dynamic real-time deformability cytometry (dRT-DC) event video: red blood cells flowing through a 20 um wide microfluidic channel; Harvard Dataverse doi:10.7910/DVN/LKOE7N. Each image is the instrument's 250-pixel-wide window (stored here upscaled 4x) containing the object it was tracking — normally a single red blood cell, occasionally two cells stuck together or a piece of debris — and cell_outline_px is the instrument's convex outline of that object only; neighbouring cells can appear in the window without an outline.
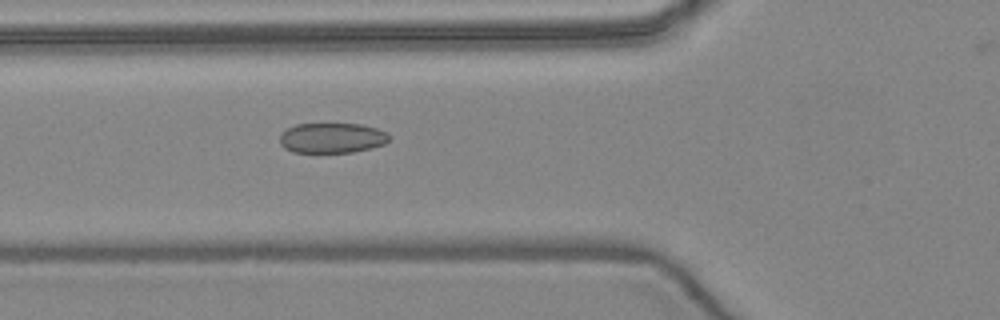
{"species": "common noctule bat (a hibernating species)", "species_latin": "Nyctalus noctula", "temperature_condition": "warm", "stored_images_in_passage": 4, "camera_frame_rate_fps": 3000, "um_per_image_px": 0.085, "animal": {"sex": "female", "body_mass_g": 24.6, "forearm_length_mm": 56.2}, "frame": {"image": 1, "passage_image": 4, "time_ms": 3.667, "image_size_px": [1000, 320], "cell_outline_px": [[392, 136], [384, 144], [352, 152], [292, 152], [284, 148], [280, 144], [280, 132], [296, 124], [360, 124], [376, 128]], "centroid_in_image_um": [28.18, 11.72], "position_along_channel_um": 97.6, "area_um2": 19.13}}